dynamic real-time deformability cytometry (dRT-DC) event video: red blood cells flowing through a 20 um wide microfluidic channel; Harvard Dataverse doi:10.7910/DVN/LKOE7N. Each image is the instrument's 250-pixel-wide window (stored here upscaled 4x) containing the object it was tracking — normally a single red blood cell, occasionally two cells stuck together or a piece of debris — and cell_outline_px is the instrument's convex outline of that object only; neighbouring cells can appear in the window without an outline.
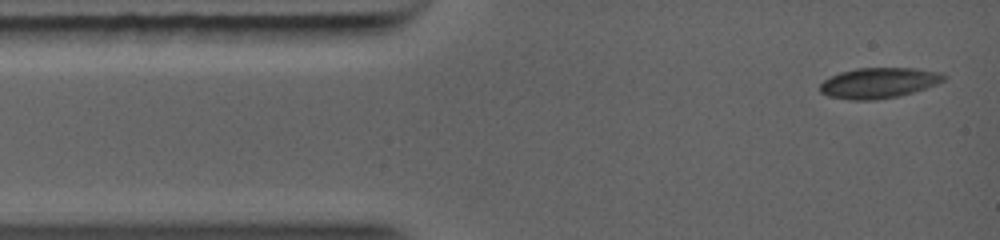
{"species": "common noctule bat (a hibernating species)", "species_latin": "Nyctalus noctula", "temperature_condition": "warm", "stored_images_in_passage": 7, "camera_frame_rate_fps": 5000, "um_per_image_px": 0.085, "animal": {"sex": "female", "body_mass_g": 19.0, "forearm_length_mm": 56.7}, "frame": {"image": 1, "passage_image": 1, "time_ms": 0.0, "image_size_px": [1000, 240], "cell_outline_px": [[948, 76], [944, 80], [936, 84], [912, 92], [896, 96], [872, 100], [852, 100], [828, 96], [820, 92], [820, 84], [824, 80], [840, 72], [856, 68], [916, 68], [940, 72]], "centroid_in_image_um": [74.69, 7.04], "position_along_channel_um": 10.3, "area_um2": 21.85}}
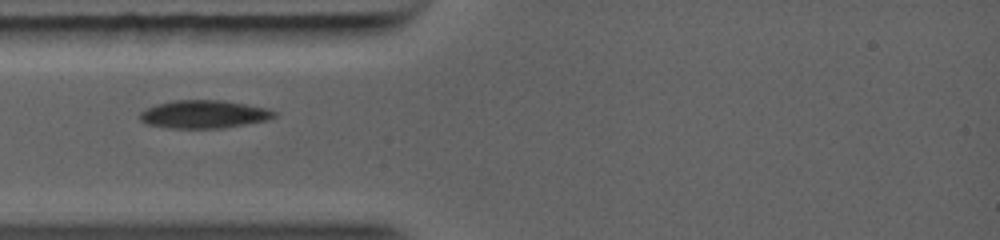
{"frame": {"image": 2, "passage_image": 6, "time_ms": 2.4, "image_size_px": [1000, 240], "cell_outline_px": [[276, 116], [264, 120], [216, 128], [180, 128], [148, 124], [140, 120], [140, 112], [156, 104], [172, 100], [224, 100], [264, 108], [276, 112]], "centroid_in_image_um": [17.28, 9.69], "position_along_channel_um": 67.7, "area_um2": 21.27}}
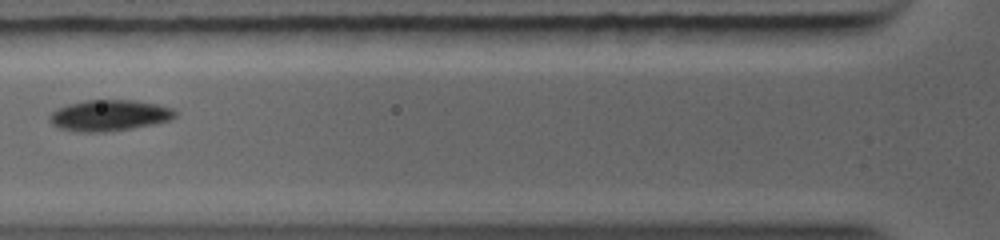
{"frame": {"image": 3, "passage_image": 7, "time_ms": 3.4, "image_size_px": [1000, 240], "cell_outline_px": [[176, 116], [168, 120], [128, 128], [68, 128], [56, 124], [52, 120], [52, 112], [68, 104], [84, 100], [132, 100], [156, 104], [172, 108], [176, 112]], "centroid_in_image_um": [9.42, 9.71], "position_along_channel_um": 116.4, "area_um2": 20.52}}